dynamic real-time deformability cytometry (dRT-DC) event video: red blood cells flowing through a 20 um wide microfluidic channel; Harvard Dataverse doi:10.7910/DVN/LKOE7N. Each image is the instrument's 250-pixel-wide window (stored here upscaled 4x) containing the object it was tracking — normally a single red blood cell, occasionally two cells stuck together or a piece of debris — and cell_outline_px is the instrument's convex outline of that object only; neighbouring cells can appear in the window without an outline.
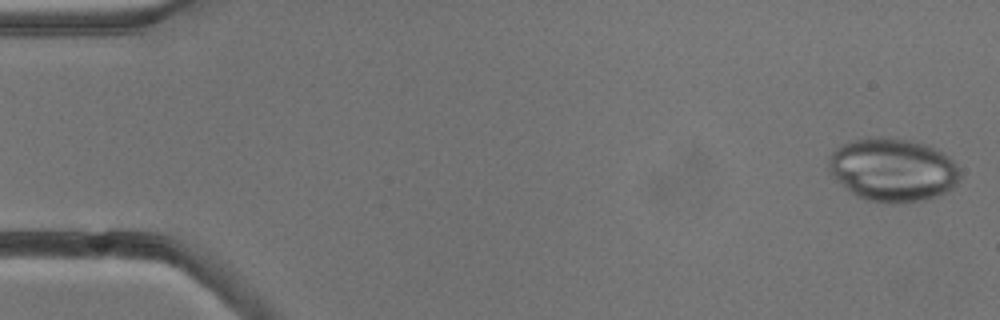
{"species": "common noctule bat (a hibernating species)", "species_latin": "Nyctalus noctula", "temperature_condition": "cold", "stored_images_in_passage": 5, "camera_frame_rate_fps": 3000, "um_per_image_px": 0.085, "animal": {"sex": "male", "body_mass_g": 13.3}, "frame": {"image": 1, "passage_image": 1, "time_ms": 0.0, "image_size_px": [1000, 320], "cell_outline_px": [[960, 176], [956, 184], [952, 188], [936, 196], [924, 200], [896, 204], [888, 204], [864, 200], [856, 196], [832, 176], [828, 172], [828, 156], [836, 148], [852, 140], [864, 136], [892, 136], [928, 144], [944, 152], [956, 164], [960, 172]], "centroid_in_image_um": [75.86, 14.41], "position_along_channel_um": 9.1, "area_um2": 49.36}}